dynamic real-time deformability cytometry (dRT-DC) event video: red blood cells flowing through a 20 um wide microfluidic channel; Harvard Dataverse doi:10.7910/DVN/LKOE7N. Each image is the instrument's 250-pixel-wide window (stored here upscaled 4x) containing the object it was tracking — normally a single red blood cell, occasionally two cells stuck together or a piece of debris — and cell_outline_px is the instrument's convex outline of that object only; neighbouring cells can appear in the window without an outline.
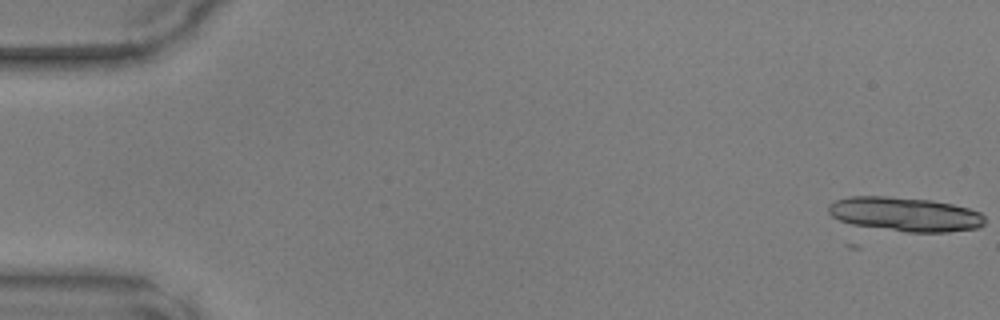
{"species": "common noctule bat (a hibernating species)", "species_latin": "Nyctalus noctula", "temperature_condition": "warm", "stored_images_in_passage": 14, "camera_frame_rate_fps": 3000, "um_per_image_px": 0.085, "animal": {"sex": "male", "body_mass_g": 17.9, "forearm_length_mm": 54.2}, "frame": {"image": 1, "passage_image": 1, "time_ms": 0.0, "image_size_px": [1000, 320], "cell_outline_px": [[984, 224], [980, 228], [948, 232], [904, 232], [852, 224], [840, 220], [832, 216], [828, 212], [828, 204], [836, 200], [848, 196], [888, 196], [932, 200], [952, 204], [968, 208], [980, 212], [984, 216]], "centroid_in_image_um": [76.94, 18.21], "position_along_channel_um": 8.1, "area_um2": 31.33}}